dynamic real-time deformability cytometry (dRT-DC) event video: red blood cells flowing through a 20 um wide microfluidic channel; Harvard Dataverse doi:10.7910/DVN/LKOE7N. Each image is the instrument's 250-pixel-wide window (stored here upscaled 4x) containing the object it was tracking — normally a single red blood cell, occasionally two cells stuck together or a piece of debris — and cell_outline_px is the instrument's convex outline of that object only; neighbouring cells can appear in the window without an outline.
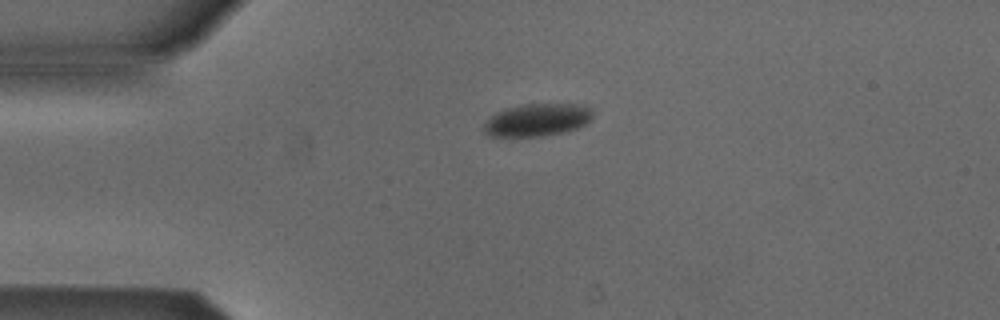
{"species": "Egyptian fruit bat (a non-hibernating species)", "species_latin": "Rousettus aegyptiacus", "temperature_condition": "cold", "stored_images_in_passage": 2, "camera_frame_rate_fps": 3000, "um_per_image_px": 0.085, "animal": {"sex": "male"}, "frame": {"image": 1, "passage_image": 1, "time_ms": 0.0, "image_size_px": [1000, 320], "cell_outline_px": [[592, 116], [584, 124], [576, 128], [564, 132], [540, 136], [488, 136], [484, 132], [484, 124], [496, 112], [504, 108], [520, 104], [584, 104], [592, 108]], "centroid_in_image_um": [45.66, 10.17], "position_along_channel_um": 39.3, "area_um2": 20.63}}